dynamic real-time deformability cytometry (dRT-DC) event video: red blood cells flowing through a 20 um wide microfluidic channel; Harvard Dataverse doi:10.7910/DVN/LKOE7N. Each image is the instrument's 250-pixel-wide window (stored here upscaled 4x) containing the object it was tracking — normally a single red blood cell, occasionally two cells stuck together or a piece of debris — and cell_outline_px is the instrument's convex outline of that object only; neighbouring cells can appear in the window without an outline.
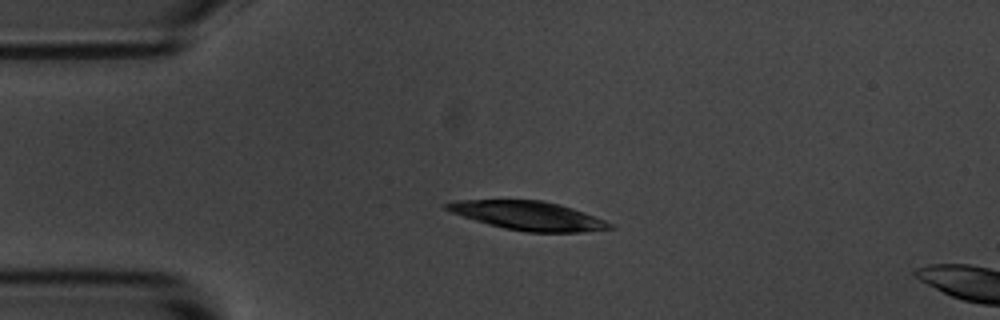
{"species": "common noctule bat (a hibernating species)", "species_latin": "Nyctalus noctula", "temperature_condition": "room temperature", "stored_images_in_passage": 3, "camera_frame_rate_fps": 3000, "um_per_image_px": 0.085, "animal": {"sex": "male", "body_mass_g": 20.1, "forearm_length_mm": 53.5}, "frame": {"image": 1, "passage_image": 2, "time_ms": 1.333, "image_size_px": [1000, 320], "cell_outline_px": [[616, 228], [580, 232], [524, 232], [504, 228], [488, 224], [452, 212], [444, 208], [444, 204], [452, 200], [540, 200], [560, 204], [584, 212], [604, 220], [612, 224]], "centroid_in_image_um": [44.9, 18.33], "position_along_channel_um": 40.1, "area_um2": 27.22}}